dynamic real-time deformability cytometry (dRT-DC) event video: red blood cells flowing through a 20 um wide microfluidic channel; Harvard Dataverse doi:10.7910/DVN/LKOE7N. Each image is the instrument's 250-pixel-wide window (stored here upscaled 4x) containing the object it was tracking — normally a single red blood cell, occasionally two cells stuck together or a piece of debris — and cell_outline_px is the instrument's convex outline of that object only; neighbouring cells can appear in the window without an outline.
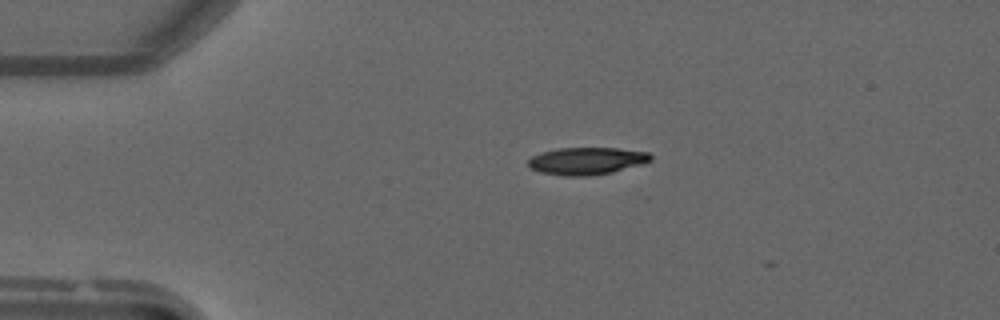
{"species": "common noctule bat (a hibernating species)", "species_latin": "Nyctalus noctula", "temperature_condition": "warm", "stored_images_in_passage": 6, "camera_frame_rate_fps": 3000, "um_per_image_px": 0.085, "animal": {"sex": "male", "forearm_length_mm": 52.5}, "frame": {"image": 1, "passage_image": 3, "time_ms": 0.667, "image_size_px": [1000, 320], "cell_outline_px": [[652, 160], [644, 164], [612, 172], [588, 176], [564, 176], [540, 172], [528, 168], [528, 160], [532, 156], [544, 152], [560, 148], [616, 148], [648, 152], [652, 156]], "centroid_in_image_um": [49.88, 13.69], "position_along_channel_um": 35.1, "area_um2": 19.54}}